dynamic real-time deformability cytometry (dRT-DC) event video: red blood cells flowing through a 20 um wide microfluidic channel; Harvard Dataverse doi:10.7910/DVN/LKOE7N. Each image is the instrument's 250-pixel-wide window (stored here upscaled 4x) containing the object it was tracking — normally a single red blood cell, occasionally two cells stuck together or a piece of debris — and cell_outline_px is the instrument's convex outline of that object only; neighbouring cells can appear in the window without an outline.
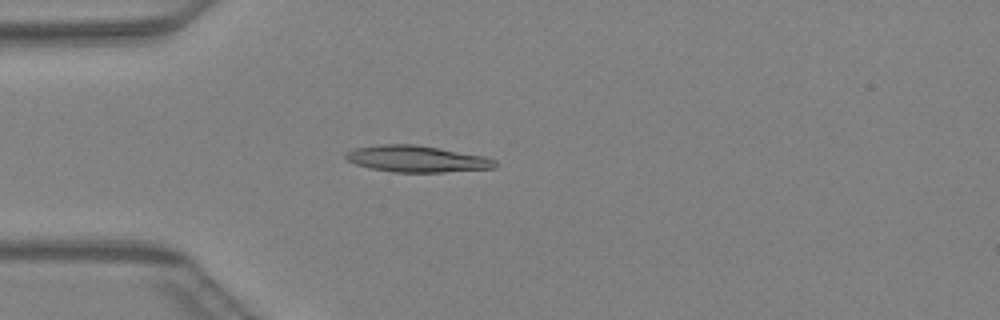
{"species": "Egyptian fruit bat (a non-hibernating species)", "species_latin": "Rousettus aegyptiacus", "temperature_condition": "warm", "stored_images_in_passage": 39, "camera_frame_rate_fps": 3000, "um_per_image_px": 0.085, "animal": {"sex": "female"}, "frame": {"image": 1, "passage_image": 13, "time_ms": 4.0, "image_size_px": [1000, 320], "cell_outline_px": [[500, 164], [496, 168], [444, 172], [392, 172], [372, 168], [356, 164], [348, 160], [344, 156], [344, 152], [352, 148], [376, 144], [416, 144], [440, 148], [484, 156], [496, 160]], "centroid_in_image_um": [35.43, 13.49], "position_along_channel_um": 49.6, "area_um2": 23.35}}
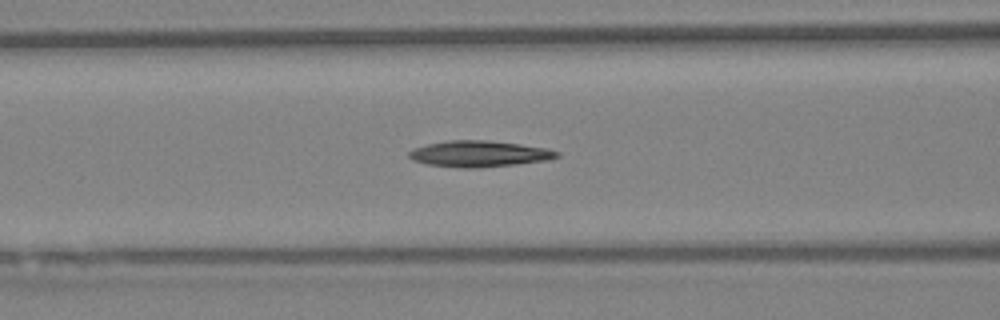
{"frame": {"image": 2, "passage_image": 19, "time_ms": 6.0, "image_size_px": [1000, 320], "cell_outline_px": [[560, 156], [548, 160], [516, 164], [480, 168], [460, 168], [428, 164], [412, 160], [408, 156], [408, 152], [412, 148], [428, 144], [448, 140], [484, 140], [520, 144], [544, 148], [560, 152]], "centroid_in_image_um": [40.7, 13.08], "position_along_channel_um": 125.9, "area_um2": 22.54}}
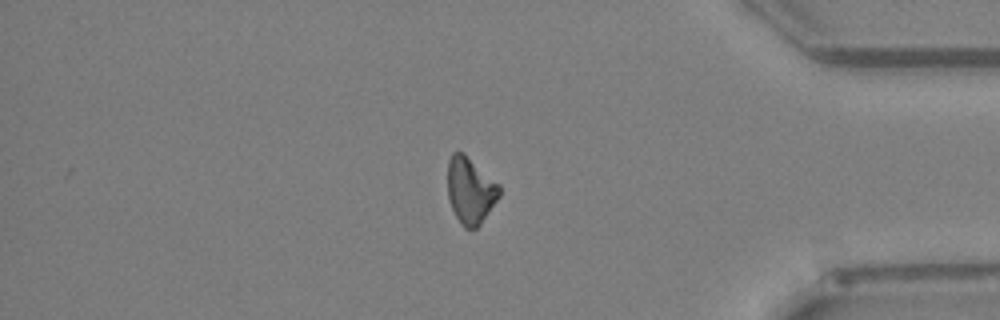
{"frame": {"image": 3, "passage_image": 39, "time_ms": 12.667, "image_size_px": [1000, 320], "cell_outline_px": [[500, 196], [480, 224], [476, 228], [464, 228], [456, 216], [452, 208], [448, 196], [448, 160], [452, 152], [464, 152], [500, 184]], "centroid_in_image_um": [39.99, 16.15], "position_along_channel_um": 395.2, "area_um2": 20.06}}